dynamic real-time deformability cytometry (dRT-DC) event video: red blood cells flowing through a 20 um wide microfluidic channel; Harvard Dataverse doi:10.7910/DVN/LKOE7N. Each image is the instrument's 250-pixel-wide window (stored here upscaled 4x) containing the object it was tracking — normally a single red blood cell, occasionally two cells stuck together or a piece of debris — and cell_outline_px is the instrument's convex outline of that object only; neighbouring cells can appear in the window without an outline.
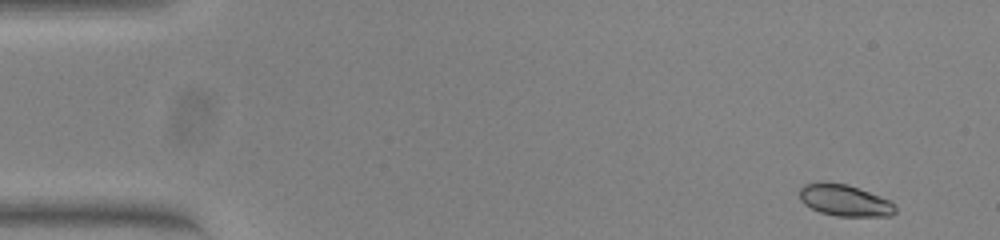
{"species": "common noctule bat (a hibernating species)", "species_latin": "Nyctalus noctula", "temperature_condition": "warm", "stored_images_in_passage": 51, "camera_frame_rate_fps": 3000, "um_per_image_px": 0.085, "animal": {"sex": "female", "body_mass_g": 23.0, "forearm_length_mm": 53.4}, "frame": {"image": 1, "passage_image": 1, "time_ms": 0.0, "image_size_px": [1000, 240], "cell_outline_px": [[896, 212], [888, 216], [836, 216], [820, 212], [804, 204], [800, 200], [800, 188], [804, 184], [848, 184], [880, 196], [896, 204]], "centroid_in_image_um": [71.84, 17.06], "position_along_channel_um": 13.2, "area_um2": 17.22}}
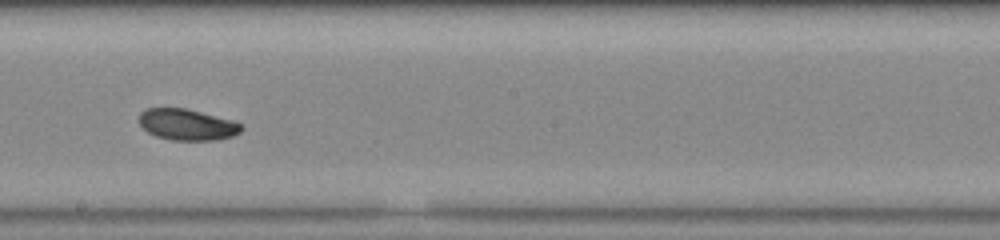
{"frame": {"image": 2, "passage_image": 28, "time_ms": 9.0, "image_size_px": [1000, 240], "cell_outline_px": [[244, 128], [240, 132], [232, 136], [216, 140], [172, 140], [156, 136], [148, 132], [140, 124], [140, 112], [144, 108], [184, 108], [232, 120], [240, 124]], "centroid_in_image_um": [15.9, 10.59], "position_along_channel_um": 232.3, "area_um2": 18.44}}
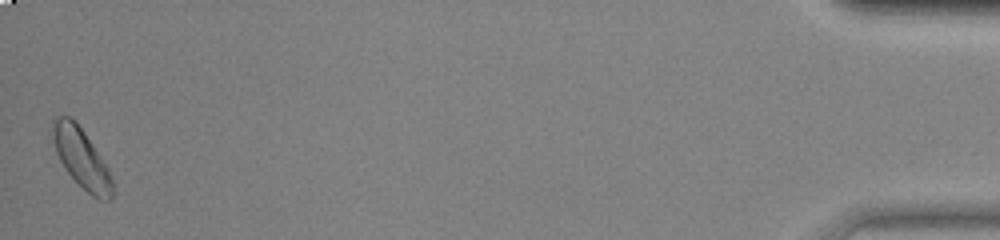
{"frame": {"image": 3, "passage_image": 51, "time_ms": 16.667, "image_size_px": [1000, 240], "cell_outline_px": [[112, 200], [100, 200], [92, 196], [64, 168], [56, 152], [52, 136], [52, 120], [56, 116], [72, 116], [84, 132], [100, 156], [112, 180]], "centroid_in_image_um": [6.89, 13.41], "position_along_channel_um": 428.3, "area_um2": 20.23}, "authors_computed_cell_mechanics": {"area_um2": 18.6694, "velocity_mm_per_s": 3.8032, "shape_relaxation_time_tau1_ms": 1.9372, "shape_relaxation_time_tau2_ms": null, "deformation_change_tau1": 0.0603, "deformation_change_tau2": null}}